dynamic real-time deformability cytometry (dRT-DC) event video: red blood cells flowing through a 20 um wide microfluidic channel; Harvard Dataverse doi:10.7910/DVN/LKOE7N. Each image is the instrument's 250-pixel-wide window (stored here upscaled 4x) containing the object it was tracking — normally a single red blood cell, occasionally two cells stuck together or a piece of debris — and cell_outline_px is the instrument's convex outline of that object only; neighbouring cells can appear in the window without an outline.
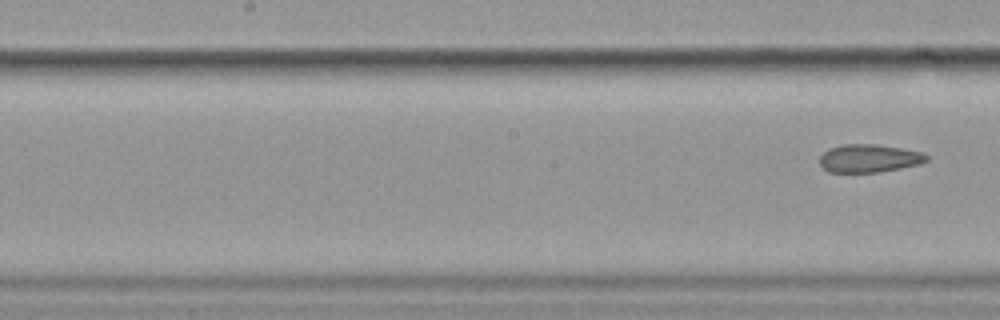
{"species": "common noctule bat (a hibernating species)", "species_latin": "Nyctalus noctula", "temperature_condition": "cold", "stored_images_in_passage": 10, "segment_of_instrument_passage": [2, 2], "camera_frame_rate_fps": 3000, "um_per_image_px": 0.085, "animal": {"sex": "female", "body_mass_g": 19.9}, "frame": {"image": 1, "passage_image": 10, "time_ms": 11.333, "image_size_px": [1000, 320], "cell_outline_px": [[928, 160], [920, 164], [880, 172], [828, 172], [820, 164], [820, 156], [828, 148], [844, 144], [876, 144], [924, 152], [928, 156]], "centroid_in_image_um": [73.88, 13.45], "position_along_channel_um": 174.3, "area_um2": 17.51}}